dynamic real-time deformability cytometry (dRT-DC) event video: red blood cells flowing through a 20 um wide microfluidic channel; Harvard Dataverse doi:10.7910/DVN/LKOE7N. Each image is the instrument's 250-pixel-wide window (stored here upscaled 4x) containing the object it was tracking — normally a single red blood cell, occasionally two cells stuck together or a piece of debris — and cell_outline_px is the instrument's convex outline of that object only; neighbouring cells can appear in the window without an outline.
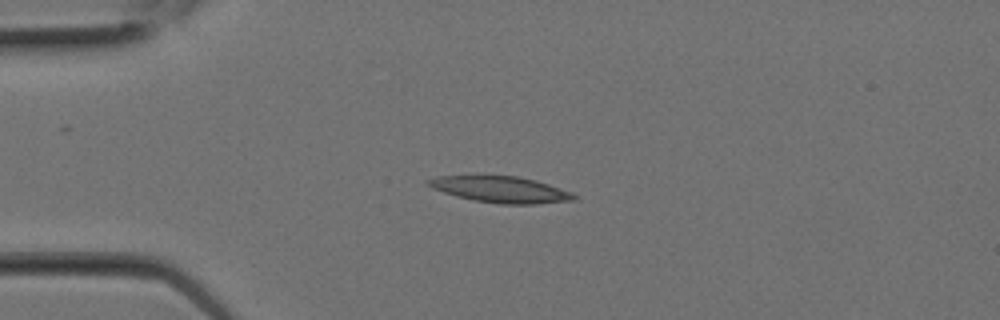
{"species": "Egyptian fruit bat (a non-hibernating species)", "species_latin": "Rousettus aegyptiacus", "temperature_condition": "room temperature", "stored_images_in_passage": 1, "camera_frame_rate_fps": 3000, "um_per_image_px": 0.085, "animal": {"sex": "female"}, "frame": {"image": 1, "passage_image": 1, "time_ms": 0.0, "image_size_px": [1000, 320], "cell_outline_px": [[580, 196], [576, 200], [532, 204], [500, 204], [476, 200], [456, 196], [432, 188], [424, 184], [424, 180], [436, 176], [516, 176], [536, 180], [572, 192]], "centroid_in_image_um": [42.56, 16.1], "position_along_channel_um": 42.4, "area_um2": 22.31}}